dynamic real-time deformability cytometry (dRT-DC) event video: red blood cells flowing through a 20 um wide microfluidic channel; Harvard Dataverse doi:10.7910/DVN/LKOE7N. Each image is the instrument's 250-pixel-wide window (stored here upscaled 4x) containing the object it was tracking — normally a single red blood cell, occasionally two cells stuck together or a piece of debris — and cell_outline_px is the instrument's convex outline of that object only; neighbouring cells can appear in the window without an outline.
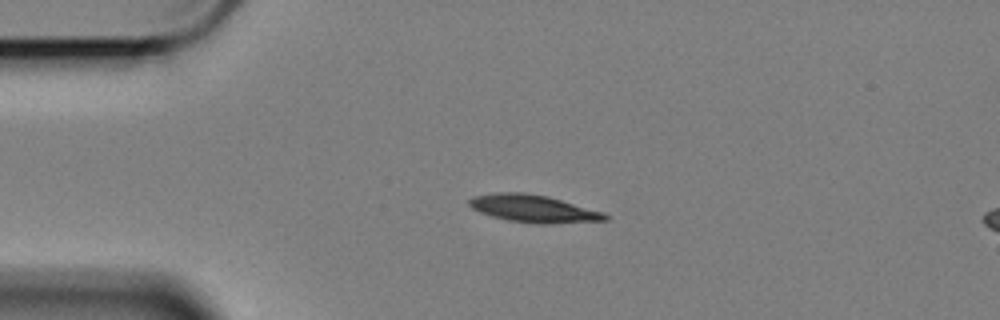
{"species": "Egyptian fruit bat (a non-hibernating species)", "species_latin": "Rousettus aegyptiacus", "temperature_condition": "cold", "stored_images_in_passage": 33, "camera_frame_rate_fps": 3000, "um_per_image_px": 0.085, "animal": {"sex": "female"}, "frame": {"image": 1, "passage_image": 1, "time_ms": 0.0, "image_size_px": [1000, 320], "cell_outline_px": [[608, 220], [552, 224], [532, 224], [508, 220], [492, 216], [480, 212], [472, 208], [468, 204], [468, 200], [472, 196], [496, 192], [524, 192], [548, 196], [604, 212], [608, 216]], "centroid_in_image_um": [45.33, 17.73], "position_along_channel_um": 39.7, "area_um2": 21.96}}